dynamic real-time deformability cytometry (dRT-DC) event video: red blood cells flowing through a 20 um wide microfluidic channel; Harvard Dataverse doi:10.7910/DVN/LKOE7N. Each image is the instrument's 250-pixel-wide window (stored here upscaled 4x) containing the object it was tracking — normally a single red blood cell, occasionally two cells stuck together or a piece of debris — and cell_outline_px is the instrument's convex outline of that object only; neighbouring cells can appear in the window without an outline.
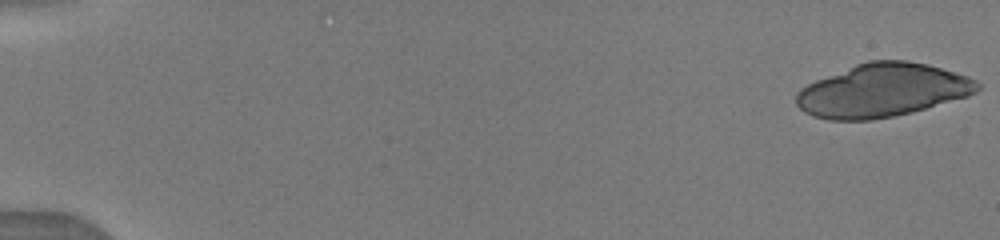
{"species": "human", "species_latin": "Homo sapiens", "temperature_condition": "warm", "stored_images_in_passage": 24, "camera_frame_rate_fps": 3000, "um_per_image_px": 0.085, "donor": {"sex": "male"}, "frame": {"image": 1, "passage_image": 1, "time_ms": 0.0, "image_size_px": [1000, 240], "cell_outline_px": [[980, 88], [976, 92], [968, 96], [912, 112], [872, 120], [828, 120], [812, 116], [804, 112], [796, 104], [796, 92], [800, 88], [816, 80], [856, 64], [868, 60], [908, 60], [928, 64], [968, 76], [976, 80], [980, 84]], "centroid_in_image_um": [75.0, 7.68], "position_along_channel_um": 10.0, "area_um2": 56.36}}